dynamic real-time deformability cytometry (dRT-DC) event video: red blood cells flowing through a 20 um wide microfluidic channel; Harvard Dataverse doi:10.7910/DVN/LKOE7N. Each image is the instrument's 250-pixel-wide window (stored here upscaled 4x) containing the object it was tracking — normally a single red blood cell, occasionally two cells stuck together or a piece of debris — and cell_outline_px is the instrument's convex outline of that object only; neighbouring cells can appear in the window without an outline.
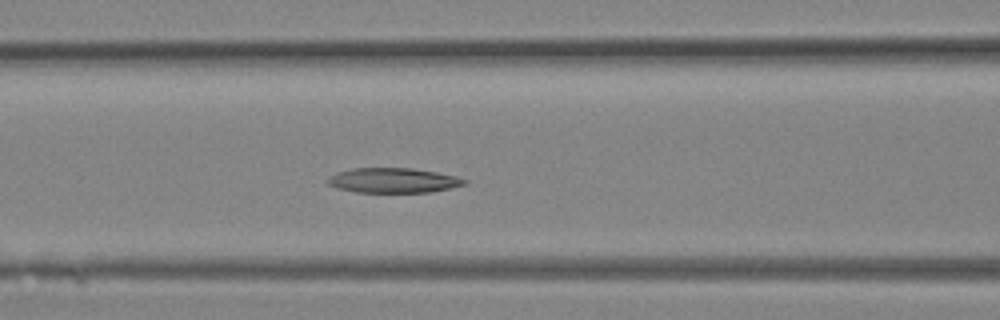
{"species": "Egyptian fruit bat (a non-hibernating species)", "species_latin": "Rousettus aegyptiacus", "temperature_condition": "room temperature", "stored_images_in_passage": 14, "camera_frame_rate_fps": 3000, "um_per_image_px": 0.085, "animal": {"sex": "female"}, "frame": {"image": 1, "passage_image": 12, "time_ms": 3.667, "image_size_px": [1000, 320], "cell_outline_px": [[468, 184], [452, 188], [432, 192], [356, 192], [336, 188], [328, 184], [328, 176], [336, 172], [352, 168], [412, 168], [436, 172], [456, 176], [468, 180]], "centroid_in_image_um": [33.44, 15.33], "position_along_channel_um": 133.2, "area_um2": 20.0}}
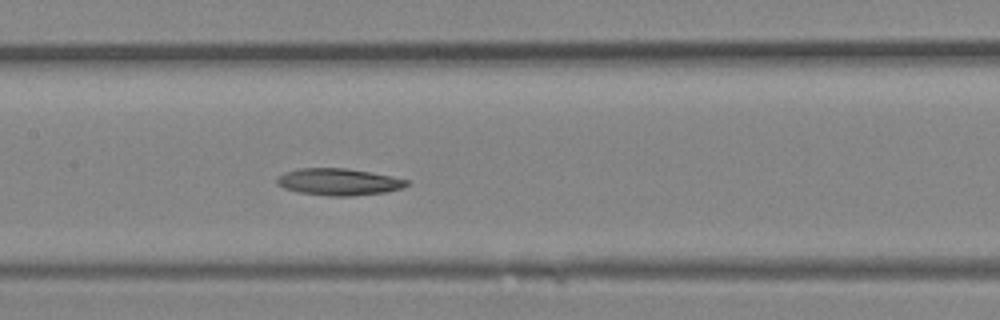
{"frame": {"image": 2, "passage_image": 14, "time_ms": 4.333, "image_size_px": [1000, 320], "cell_outline_px": [[408, 184], [404, 188], [384, 192], [352, 196], [328, 196], [300, 192], [284, 188], [276, 184], [276, 176], [284, 172], [300, 168], [344, 168], [392, 176], [408, 180]], "centroid_in_image_um": [28.75, 15.46], "position_along_channel_um": 178.6, "area_um2": 20.29}}